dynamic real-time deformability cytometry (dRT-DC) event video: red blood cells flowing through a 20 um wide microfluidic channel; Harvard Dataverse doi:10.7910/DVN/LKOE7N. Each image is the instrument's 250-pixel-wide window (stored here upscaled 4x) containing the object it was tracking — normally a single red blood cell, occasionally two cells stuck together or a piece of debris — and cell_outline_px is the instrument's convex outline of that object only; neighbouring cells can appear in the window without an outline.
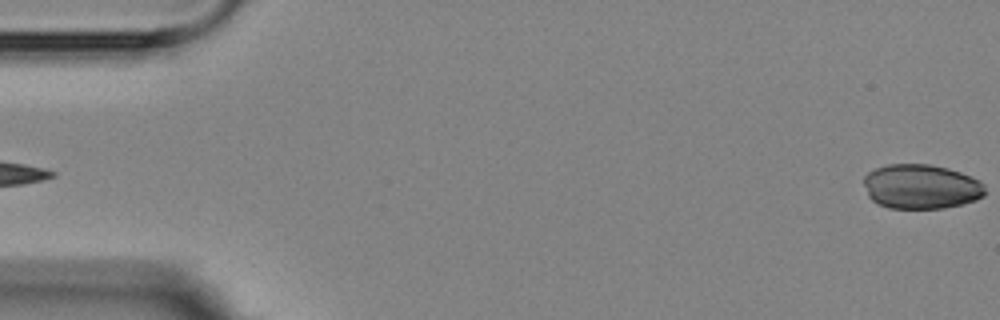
{"species": "Egyptian fruit bat (a non-hibernating species)", "species_latin": "Rousettus aegyptiacus", "temperature_condition": "room temperature", "stored_images_in_passage": 5, "camera_frame_rate_fps": 3000, "um_per_image_px": 0.085, "animal": {"sex": "female"}, "frame": {"image": 1, "passage_image": 5, "time_ms": 5.333, "image_size_px": [1000, 320], "cell_outline_px": [[984, 196], [976, 200], [964, 204], [944, 208], [888, 208], [872, 200], [868, 196], [864, 184], [864, 176], [868, 172], [876, 168], [888, 164], [928, 164], [948, 168], [960, 172], [980, 180], [984, 184]], "centroid_in_image_um": [78.3, 15.86], "position_along_channel_um": 6.7, "area_um2": 31.62}}